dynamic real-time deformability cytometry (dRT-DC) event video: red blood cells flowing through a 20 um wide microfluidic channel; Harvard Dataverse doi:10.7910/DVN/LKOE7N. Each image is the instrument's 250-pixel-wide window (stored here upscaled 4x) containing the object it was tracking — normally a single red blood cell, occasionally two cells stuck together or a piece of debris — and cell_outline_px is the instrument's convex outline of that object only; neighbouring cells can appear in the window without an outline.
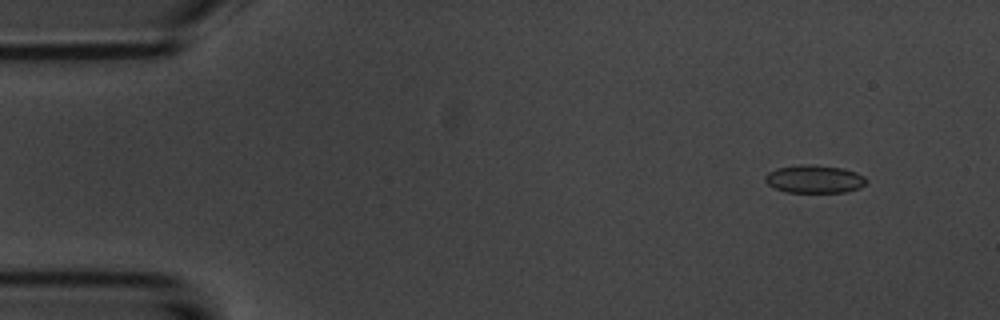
{"species": "common noctule bat (a hibernating species)", "species_latin": "Nyctalus noctula", "temperature_condition": "room temperature", "stored_images_in_passage": 5, "camera_frame_rate_fps": 3000, "um_per_image_px": 0.085, "animal": {"sex": "male", "body_mass_g": 20.1, "forearm_length_mm": 53.5}, "frame": {"image": 1, "passage_image": 2, "time_ms": 1.0, "image_size_px": [1000, 320], "cell_outline_px": [[868, 180], [860, 188], [844, 192], [784, 192], [768, 184], [764, 180], [764, 176], [768, 172], [776, 168], [800, 164], [808, 164], [844, 168], [856, 172], [864, 176]], "centroid_in_image_um": [69.21, 15.21], "position_along_channel_um": 15.8, "area_um2": 16.59}}
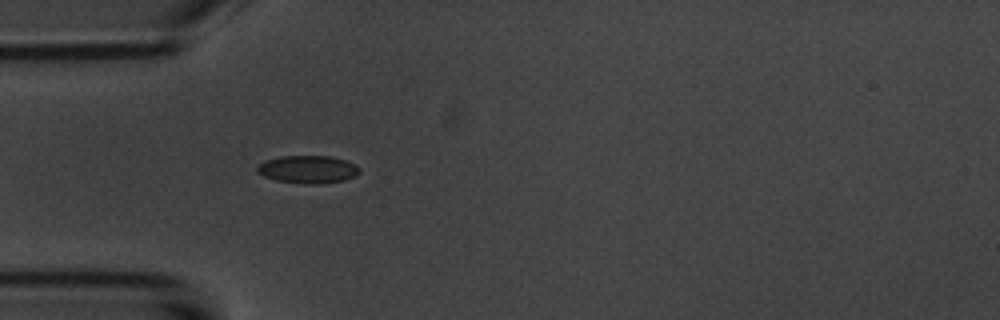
{"frame": {"image": 2, "passage_image": 5, "time_ms": 4.667, "image_size_px": [1000, 320], "cell_outline_px": [[360, 172], [356, 176], [344, 180], [320, 184], [308, 184], [276, 180], [264, 176], [256, 172], [256, 168], [260, 164], [268, 160], [280, 156], [332, 156], [356, 164], [360, 168]], "centroid_in_image_um": [26.21, 14.4], "position_along_channel_um": 58.8, "area_um2": 16.53}}